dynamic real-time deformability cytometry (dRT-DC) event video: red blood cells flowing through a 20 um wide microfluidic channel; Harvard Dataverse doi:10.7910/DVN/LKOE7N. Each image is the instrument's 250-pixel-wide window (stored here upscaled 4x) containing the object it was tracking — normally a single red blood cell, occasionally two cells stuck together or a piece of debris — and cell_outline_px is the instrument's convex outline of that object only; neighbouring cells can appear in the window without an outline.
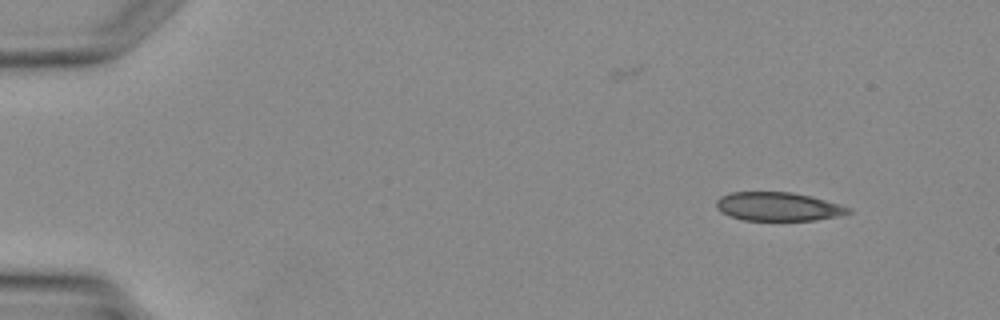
{"species": "Egyptian fruit bat (a non-hibernating species)", "species_latin": "Rousettus aegyptiacus", "temperature_condition": "warm", "stored_images_in_passage": 3, "camera_frame_rate_fps": 3000, "um_per_image_px": 0.085, "animal": {"sex": "female"}, "frame": {"image": 1, "passage_image": 1, "time_ms": 0.0, "image_size_px": [1000, 320], "cell_outline_px": [[852, 212], [840, 216], [816, 220], [744, 220], [732, 216], [716, 208], [716, 200], [720, 196], [732, 192], [792, 192], [812, 196], [852, 208]], "centroid_in_image_um": [66.18, 17.55], "position_along_channel_um": 18.8, "area_um2": 22.02}}
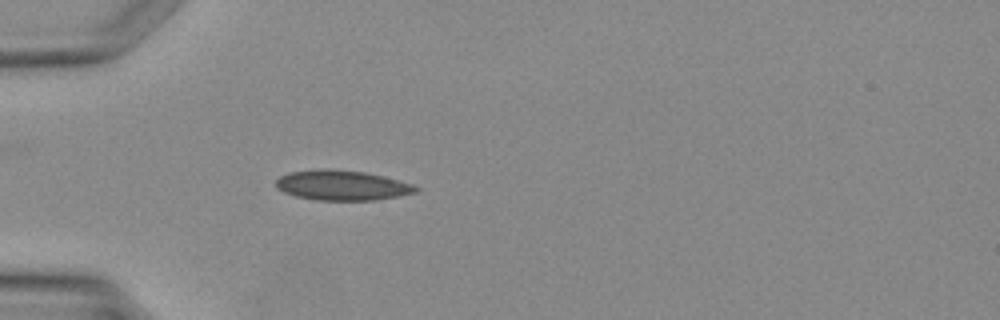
{"frame": {"image": 2, "passage_image": 3, "time_ms": 2.667, "image_size_px": [1000, 320], "cell_outline_px": [[420, 188], [416, 192], [400, 196], [376, 200], [316, 200], [296, 196], [284, 192], [276, 188], [276, 180], [280, 176], [288, 172], [364, 172], [412, 184]], "centroid_in_image_um": [29.1, 15.81], "position_along_channel_um": 55.9, "area_um2": 23.24}}